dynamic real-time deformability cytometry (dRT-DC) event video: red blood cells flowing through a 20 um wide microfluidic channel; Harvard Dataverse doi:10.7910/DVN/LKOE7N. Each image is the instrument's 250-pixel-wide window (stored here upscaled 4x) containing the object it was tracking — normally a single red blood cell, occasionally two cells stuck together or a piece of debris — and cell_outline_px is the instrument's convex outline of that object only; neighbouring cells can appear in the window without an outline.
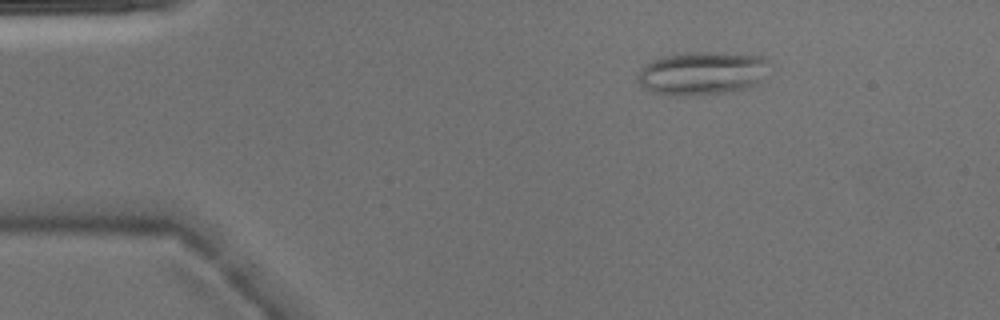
{"species": "Egyptian fruit bat (a non-hibernating species)", "species_latin": "Rousettus aegyptiacus", "temperature_condition": "warm", "stored_images_in_passage": 49, "camera_frame_rate_fps": 3000, "um_per_image_px": 0.085, "animal": {"sex": "male"}, "frame": {"image": 1, "passage_image": 8, "time_ms": 2.333, "image_size_px": [1000, 320], "cell_outline_px": [[768, 60], [756, 84], [748, 88], [736, 92], [688, 96], [668, 96], [656, 92], [640, 84], [636, 80], [636, 76], [644, 64], [652, 60], [676, 52], [716, 52], [760, 56]], "centroid_in_image_um": [59.6, 6.23], "position_along_channel_um": 25.4, "area_um2": 33.29}}
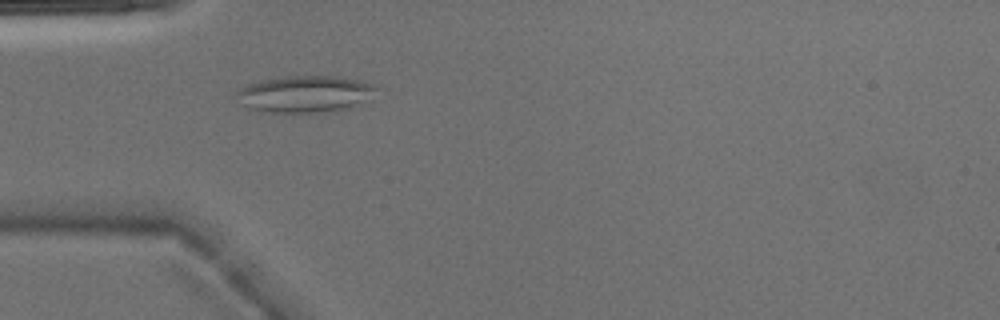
{"frame": {"image": 2, "passage_image": 15, "time_ms": 4.667, "image_size_px": [1000, 320], "cell_outline_px": [[376, 88], [352, 108], [336, 112], [284, 116], [248, 108], [236, 96], [236, 92], [240, 88], [248, 84], [260, 80], [288, 76], [344, 76], [364, 80], [372, 84]], "centroid_in_image_um": [25.88, 8.04], "position_along_channel_um": 59.1, "area_um2": 30.81}}
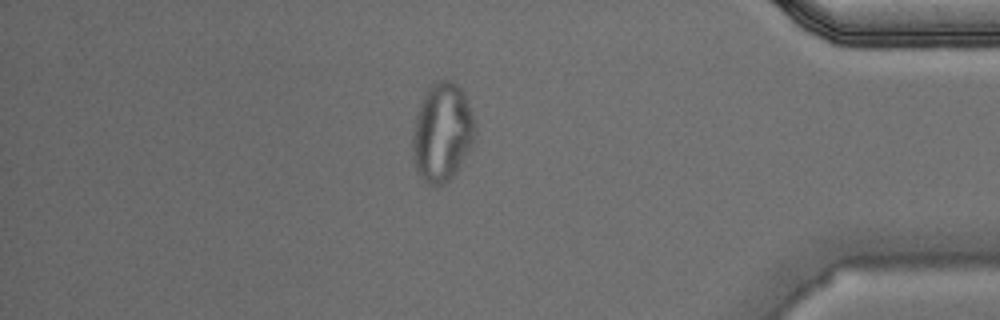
{"frame": {"image": 3, "passage_image": 42, "time_ms": 13.667, "image_size_px": [1000, 320], "cell_outline_px": [[476, 140], [472, 148], [460, 168], [444, 184], [428, 184], [416, 172], [412, 156], [412, 128], [420, 104], [428, 88], [432, 84], [440, 80], [452, 80], [460, 88], [468, 104], [476, 124]], "centroid_in_image_um": [37.59, 11.28], "position_along_channel_um": 397.6, "area_um2": 36.24}}